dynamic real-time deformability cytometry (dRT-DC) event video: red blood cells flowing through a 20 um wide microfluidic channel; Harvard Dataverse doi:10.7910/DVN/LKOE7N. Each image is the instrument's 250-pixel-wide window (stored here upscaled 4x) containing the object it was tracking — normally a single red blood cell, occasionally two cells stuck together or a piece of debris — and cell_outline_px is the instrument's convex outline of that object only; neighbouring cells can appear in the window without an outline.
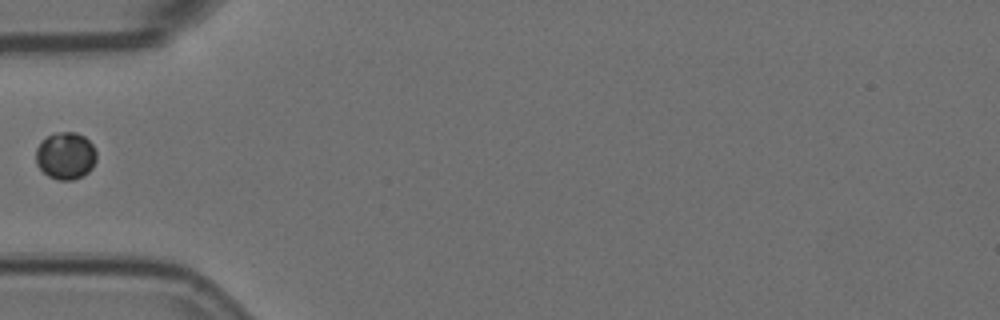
{"species": "Egyptian fruit bat (a non-hibernating species)", "species_latin": "Rousettus aegyptiacus", "temperature_condition": "room temperature", "stored_images_in_passage": 2, "camera_frame_rate_fps": 3000, "um_per_image_px": 0.085, "animal": {"sex": "female"}, "frame": {"image": 1, "passage_image": 2, "time_ms": 0.333, "image_size_px": [1000, 320], "cell_outline_px": [[96, 160], [92, 168], [88, 172], [72, 180], [60, 180], [48, 176], [36, 164], [36, 148], [48, 136], [56, 132], [76, 132], [84, 136], [92, 144], [96, 152]], "centroid_in_image_um": [5.58, 13.23], "position_along_channel_um": 79.4, "area_um2": 16.53}}